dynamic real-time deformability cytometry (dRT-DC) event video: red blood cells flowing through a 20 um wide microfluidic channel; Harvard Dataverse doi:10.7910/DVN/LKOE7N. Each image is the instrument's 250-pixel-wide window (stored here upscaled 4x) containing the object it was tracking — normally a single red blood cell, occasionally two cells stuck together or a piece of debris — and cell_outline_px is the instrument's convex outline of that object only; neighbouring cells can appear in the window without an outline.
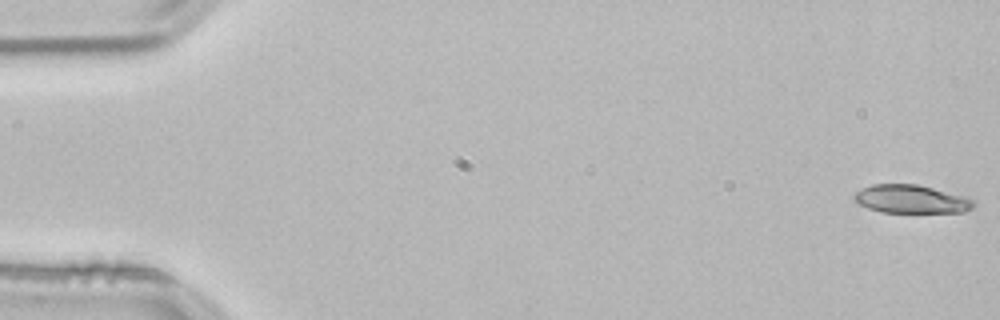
{"species": "common noctule bat (a hibernating species)", "species_latin": "Nyctalus noctula", "temperature_condition": "room temperature", "stored_images_in_passage": 53, "camera_frame_rate_fps": 3000, "um_per_image_px": 0.085, "animal": {"sex": "male", "body_mass_g": 21.5, "forearm_length_mm": 52.0}, "frame": {"image": 1, "passage_image": 1, "time_ms": 0.0, "image_size_px": [1000, 320], "cell_outline_px": [[976, 204], [972, 208], [964, 212], [880, 212], [868, 208], [852, 200], [852, 196], [860, 188], [872, 184], [916, 184], [968, 196]], "centroid_in_image_um": [77.44, 16.92], "position_along_channel_um": 7.6, "area_um2": 19.88}}
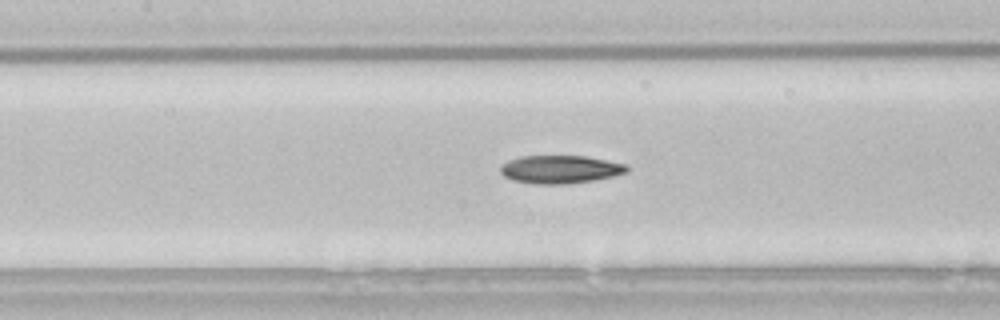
{"frame": {"image": 2, "passage_image": 24, "time_ms": 7.667, "image_size_px": [1000, 320], "cell_outline_px": [[628, 172], [612, 176], [592, 180], [568, 184], [536, 184], [512, 180], [504, 176], [500, 172], [500, 168], [508, 160], [520, 156], [588, 156], [628, 164]], "centroid_in_image_um": [47.63, 14.39], "position_along_channel_um": 159.8, "area_um2": 20.75}}
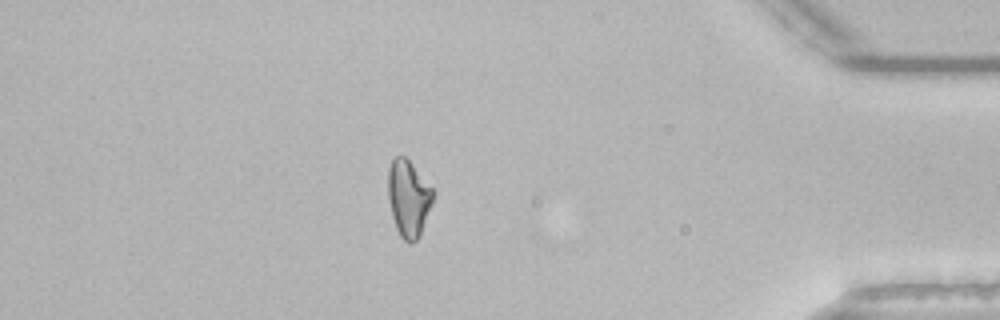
{"frame": {"image": 3, "passage_image": 46, "time_ms": 15.0, "image_size_px": [1000, 320], "cell_outline_px": [[436, 192], [432, 204], [420, 236], [412, 244], [408, 244], [400, 236], [396, 228], [392, 216], [388, 200], [388, 168], [392, 160], [396, 156], [404, 156], [412, 164]], "centroid_in_image_um": [34.73, 16.88], "position_along_channel_um": 400.5, "area_um2": 20.29}, "authors_computed_cell_mechanics": {"area_um2": 20.4612, "velocity_mm_per_s": 3.8493, "shape_relaxation_time_tau1_ms": null, "shape_relaxation_time_tau2_ms": 6.7487, "deformation_change_tau1": null, "deformation_change_tau2": 0.164}}